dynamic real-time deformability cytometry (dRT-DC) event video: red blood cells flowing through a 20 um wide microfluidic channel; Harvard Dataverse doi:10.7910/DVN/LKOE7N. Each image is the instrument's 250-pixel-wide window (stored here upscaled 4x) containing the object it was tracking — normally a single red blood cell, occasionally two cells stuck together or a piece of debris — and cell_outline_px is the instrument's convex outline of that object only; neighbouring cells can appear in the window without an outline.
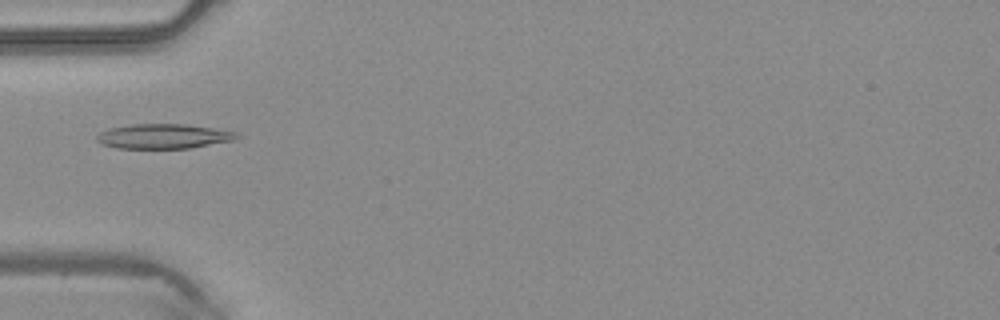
{"species": "common noctule bat (a hibernating species)", "species_latin": "Nyctalus noctula", "temperature_condition": "warm", "stored_images_in_passage": 5, "camera_frame_rate_fps": 3000, "um_per_image_px": 0.085, "animal": {"sex": "male", "body_mass_g": 20.4}, "frame": {"image": 1, "passage_image": 4, "time_ms": 1.0, "image_size_px": [1000, 320], "cell_outline_px": [[240, 136], [232, 140], [188, 148], [116, 148], [100, 144], [96, 140], [96, 136], [100, 132], [108, 128], [132, 124], [184, 124], [212, 128], [236, 132]], "centroid_in_image_um": [13.82, 11.58], "position_along_channel_um": 71.2, "area_um2": 20.0}}
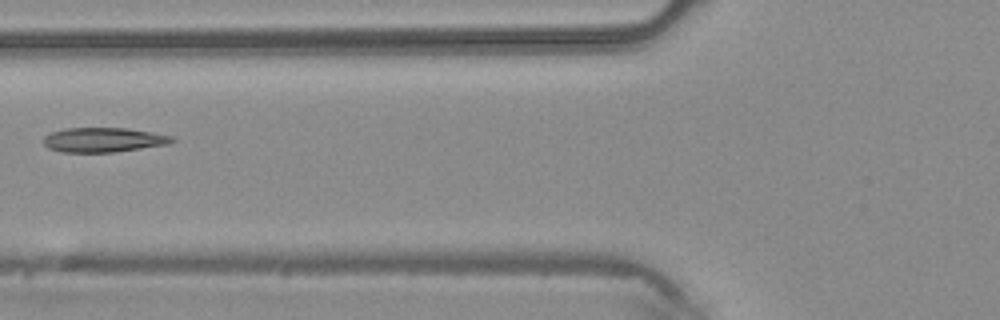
{"frame": {"image": 2, "passage_image": 5, "time_ms": 1.333, "image_size_px": [1000, 320], "cell_outline_px": [[176, 140], [168, 144], [112, 152], [60, 152], [48, 148], [44, 144], [44, 136], [52, 132], [64, 128], [128, 128], [176, 136]], "centroid_in_image_um": [8.81, 11.88], "position_along_channel_um": 117.0, "area_um2": 18.44}}